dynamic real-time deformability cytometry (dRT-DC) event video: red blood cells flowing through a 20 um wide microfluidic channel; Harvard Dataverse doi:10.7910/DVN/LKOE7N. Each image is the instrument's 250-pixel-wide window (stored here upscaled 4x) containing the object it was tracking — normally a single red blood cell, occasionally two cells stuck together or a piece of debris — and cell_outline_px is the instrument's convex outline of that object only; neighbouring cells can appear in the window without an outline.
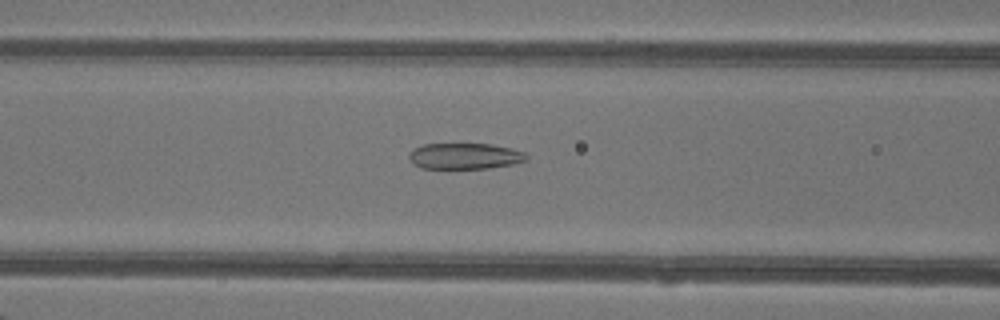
{"species": "common noctule bat (a hibernating species)", "species_latin": "Nyctalus noctula", "temperature_condition": "warm", "stored_images_in_passage": 30, "camera_frame_rate_fps": 3000, "um_per_image_px": 0.085, "animal": {"sex": "female"}, "frame": {"image": 1, "passage_image": 9, "time_ms": 2.667, "image_size_px": [1000, 320], "cell_outline_px": [[528, 160], [512, 164], [488, 168], [420, 168], [408, 156], [412, 148], [424, 144], [492, 144], [512, 148], [524, 152], [528, 156]], "centroid_in_image_um": [39.53, 13.26], "position_along_channel_um": 127.1, "area_um2": 17.74}}
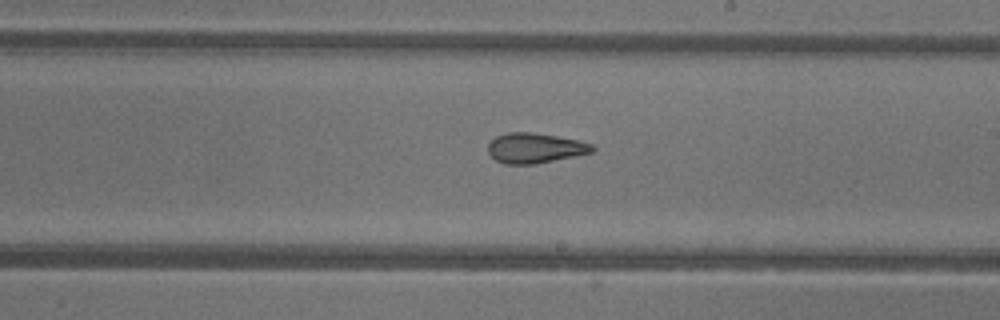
{"frame": {"image": 2, "passage_image": 17, "time_ms": 5.333, "image_size_px": [1000, 320], "cell_outline_px": [[596, 148], [592, 152], [536, 164], [504, 164], [496, 160], [488, 152], [488, 144], [496, 136], [508, 132], [532, 132], [556, 136], [576, 140], [592, 144]], "centroid_in_image_um": [45.45, 12.58], "position_along_channel_um": 243.5, "area_um2": 18.15}}
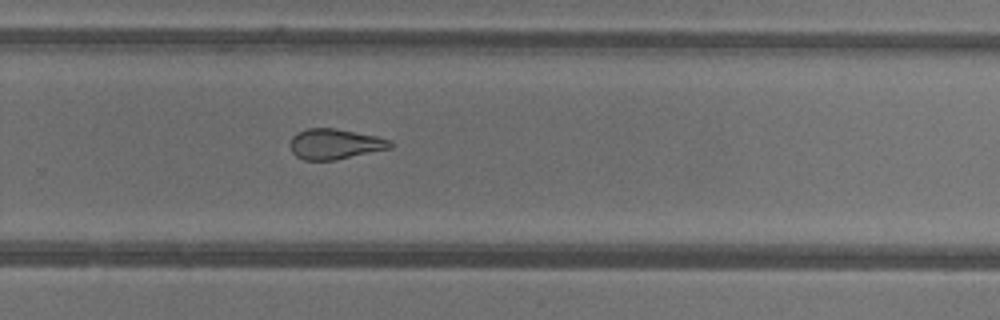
{"frame": {"image": 3, "passage_image": 21, "time_ms": 6.667, "image_size_px": [1000, 320], "cell_outline_px": [[392, 148], [336, 160], [304, 160], [296, 156], [292, 152], [292, 136], [296, 132], [308, 128], [336, 128], [376, 136], [392, 140]], "centroid_in_image_um": [28.49, 12.24], "position_along_channel_um": 301.3, "area_um2": 17.74}, "authors_computed_cell_mechanics": {"area_um2": 18.9584, "velocity_mm_per_s": 4.363, "shape_relaxation_time_tau1_ms": null, "shape_relaxation_time_tau2_ms": 2.0347, "deformation_change_tau1": null, "deformation_change_tau2": 0.0932}}